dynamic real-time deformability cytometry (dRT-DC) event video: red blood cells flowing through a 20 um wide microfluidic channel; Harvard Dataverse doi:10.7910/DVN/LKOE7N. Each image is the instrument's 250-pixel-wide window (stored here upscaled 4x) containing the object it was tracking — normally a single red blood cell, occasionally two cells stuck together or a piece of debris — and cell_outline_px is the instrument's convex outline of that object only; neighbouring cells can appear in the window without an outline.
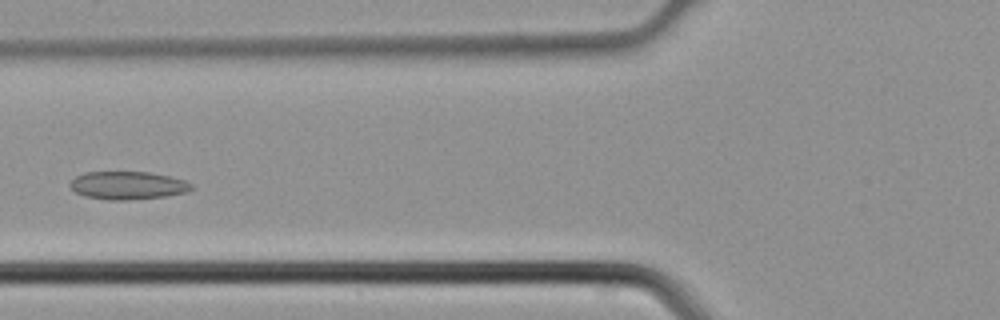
{"species": "common noctule bat (a hibernating species)", "species_latin": "Nyctalus noctula", "temperature_condition": "cold", "stored_images_in_passage": 3, "camera_frame_rate_fps": 3000, "um_per_image_px": 0.085, "animal": {"sex": "male", "body_mass_g": 21.5, "forearm_length_mm": 52.0}, "frame": {"image": 1, "passage_image": 3, "time_ms": 0.667, "image_size_px": [1000, 320], "cell_outline_px": [[196, 188], [188, 192], [168, 196], [128, 200], [108, 200], [84, 196], [76, 192], [68, 184], [76, 176], [84, 172], [148, 172], [168, 176], [184, 180], [192, 184]], "centroid_in_image_um": [10.89, 15.77], "position_along_channel_um": 114.9, "area_um2": 19.94}}